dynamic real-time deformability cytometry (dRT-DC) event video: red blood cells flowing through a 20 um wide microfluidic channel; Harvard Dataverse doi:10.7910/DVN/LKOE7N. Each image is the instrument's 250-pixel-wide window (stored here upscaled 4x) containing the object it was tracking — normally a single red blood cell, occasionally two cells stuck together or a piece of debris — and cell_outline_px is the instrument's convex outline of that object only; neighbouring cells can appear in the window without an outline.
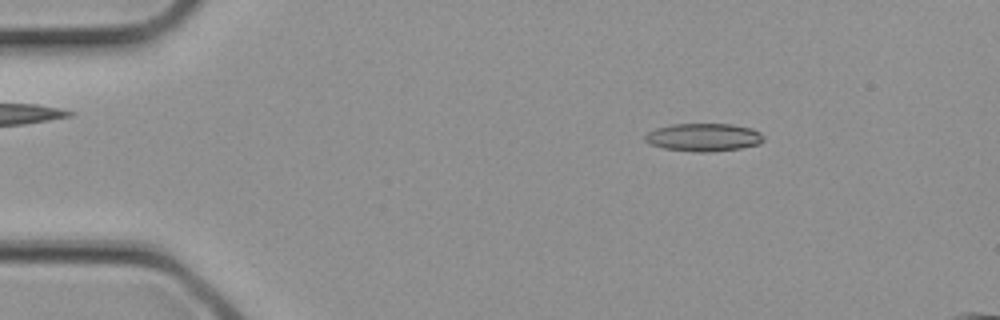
{"species": "common noctule bat (a hibernating species)", "species_latin": "Nyctalus noctula", "temperature_condition": "cold", "stored_images_in_passage": 7, "camera_frame_rate_fps": 3000, "um_per_image_px": 0.085, "animal": {"sex": "female", "body_mass_g": 21.9}, "frame": {"image": 1, "passage_image": 2, "time_ms": 0.333, "image_size_px": [1000, 320], "cell_outline_px": [[764, 140], [760, 144], [740, 148], [712, 152], [696, 152], [664, 148], [648, 144], [644, 140], [644, 136], [648, 132], [656, 128], [672, 124], [732, 124], [752, 128], [760, 132], [764, 136]], "centroid_in_image_um": [59.81, 11.67], "position_along_channel_um": 25.2, "area_um2": 19.48}}